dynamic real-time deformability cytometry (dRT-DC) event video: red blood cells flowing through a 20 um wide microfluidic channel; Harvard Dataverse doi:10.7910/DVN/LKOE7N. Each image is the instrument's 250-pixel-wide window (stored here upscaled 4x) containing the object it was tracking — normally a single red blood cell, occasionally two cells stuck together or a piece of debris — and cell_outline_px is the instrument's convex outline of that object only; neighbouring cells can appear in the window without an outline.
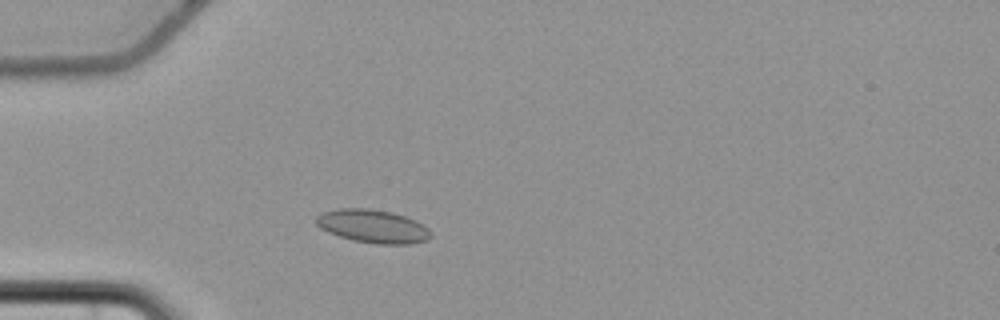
{"species": "common noctule bat (a hibernating species)", "species_latin": "Nyctalus noctula", "temperature_condition": "cold", "stored_images_in_passage": 50, "camera_frame_rate_fps": 3000, "um_per_image_px": 0.085, "animal": {"sex": "female", "body_mass_g": 22.7, "forearm_length_mm": 54.2}, "frame": {"image": 1, "passage_image": 10, "time_ms": 3.0, "image_size_px": [1000, 320], "cell_outline_px": [[432, 236], [428, 240], [408, 244], [376, 244], [352, 240], [328, 232], [320, 228], [316, 224], [316, 216], [320, 212], [340, 208], [368, 208], [392, 212], [416, 220], [428, 228], [432, 232]], "centroid_in_image_um": [31.69, 19.23], "position_along_channel_um": 53.3, "area_um2": 22.43}}
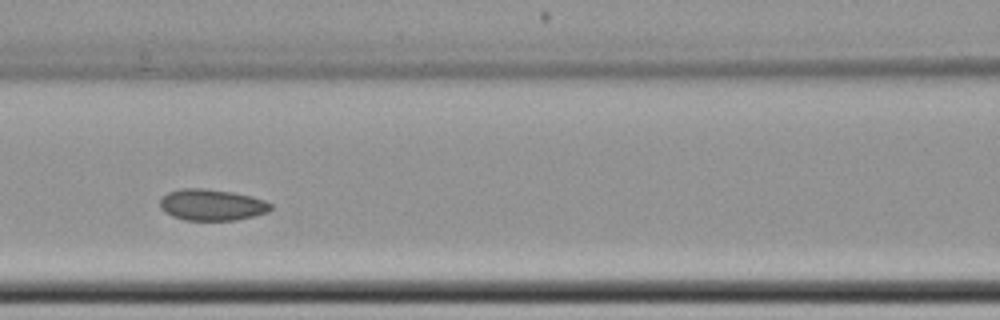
{"frame": {"image": 2, "passage_image": 19, "time_ms": 6.0, "image_size_px": [1000, 320], "cell_outline_px": [[272, 208], [268, 212], [236, 220], [184, 220], [172, 216], [164, 212], [160, 208], [160, 200], [168, 192], [180, 188], [204, 188], [232, 192], [252, 196], [264, 200], [272, 204]], "centroid_in_image_um": [17.99, 17.41], "position_along_channel_um": 148.6, "area_um2": 20.29}}
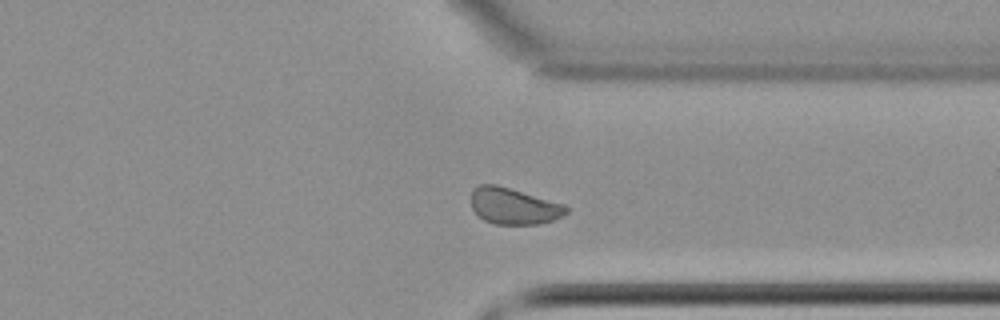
{"frame": {"image": 3, "passage_image": 37, "time_ms": 12.0, "image_size_px": [1000, 320], "cell_outline_px": [[568, 212], [564, 216], [552, 220], [536, 224], [496, 224], [484, 220], [472, 208], [472, 188], [480, 184], [496, 184], [564, 204], [568, 208]], "centroid_in_image_um": [43.67, 17.51], "position_along_channel_um": 367.7, "area_um2": 20.0}, "authors_computed_cell_mechanics": {"area_um2": 20.5479, "velocity_mm_per_s": 3.6426, "shape_relaxation_time_tau1_ms": null, "shape_relaxation_time_tau2_ms": 1.3271, "deformation_change_tau1": null, "deformation_change_tau2": 0.0493}}